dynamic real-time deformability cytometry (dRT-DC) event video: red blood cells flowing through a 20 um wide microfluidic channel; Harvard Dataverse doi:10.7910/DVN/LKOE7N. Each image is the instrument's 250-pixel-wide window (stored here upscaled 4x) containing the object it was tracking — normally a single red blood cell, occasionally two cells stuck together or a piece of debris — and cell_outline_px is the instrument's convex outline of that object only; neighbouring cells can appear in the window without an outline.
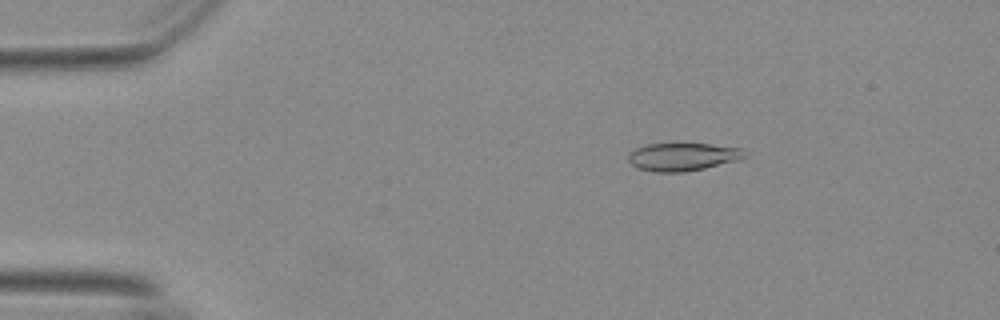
{"species": "Egyptian fruit bat (a non-hibernating species)", "species_latin": "Rousettus aegyptiacus", "temperature_condition": "warm", "stored_images_in_passage": 55, "camera_frame_rate_fps": 3000, "um_per_image_px": 0.085, "animal": {"sex": "female"}, "frame": {"image": 1, "passage_image": 9, "time_ms": 2.667, "image_size_px": [1000, 320], "cell_outline_px": [[744, 156], [740, 160], [704, 168], [684, 172], [656, 172], [636, 168], [628, 160], [628, 156], [636, 148], [648, 144], [712, 144], [744, 148]], "centroid_in_image_um": [58.05, 13.33], "position_along_channel_um": 27.0, "area_um2": 18.84}}
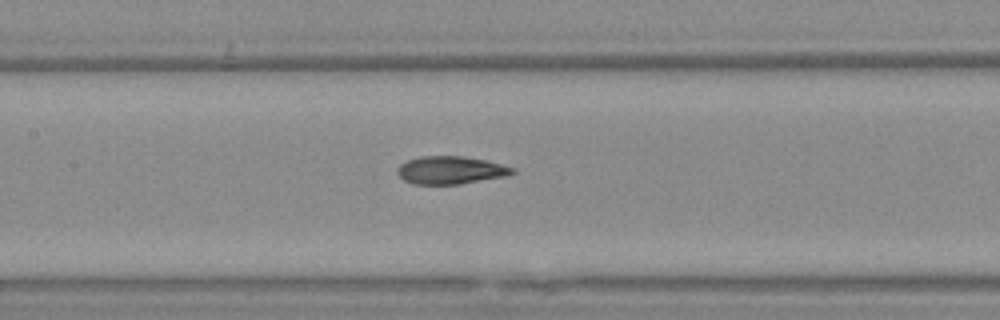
{"frame": {"image": 2, "passage_image": 26, "time_ms": 8.333, "image_size_px": [1000, 320], "cell_outline_px": [[516, 172], [504, 176], [460, 184], [412, 184], [404, 180], [396, 172], [396, 168], [400, 164], [408, 160], [420, 156], [464, 156], [484, 160], [516, 168]], "centroid_in_image_um": [38.27, 14.46], "position_along_channel_um": 169.1, "area_um2": 18.61}}
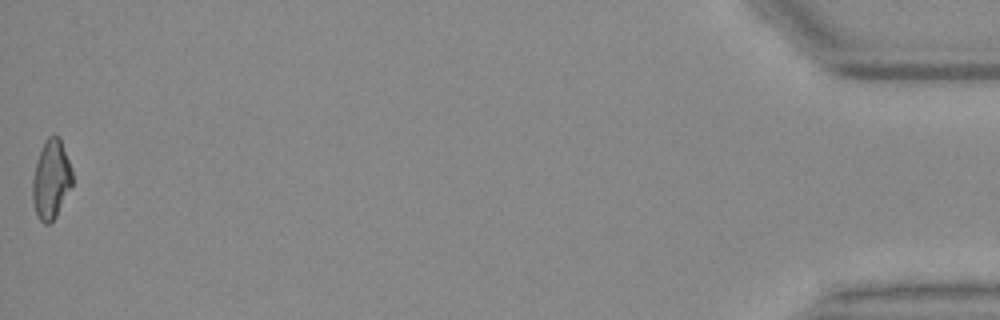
{"frame": {"image": 3, "passage_image": 55, "time_ms": 18.0, "image_size_px": [1000, 320], "cell_outline_px": [[72, 184], [56, 216], [48, 224], [44, 224], [36, 216], [32, 200], [32, 180], [36, 164], [44, 140], [48, 136], [60, 136], [72, 168]], "centroid_in_image_um": [4.34, 15.24], "position_along_channel_um": 430.9, "area_um2": 18.32}, "authors_computed_cell_mechanics": {"area_um2": 18.6116, "velocity_mm_per_s": 3.71, "shape_relaxation_time_tau1_ms": 7.87, "shape_relaxation_time_tau2_ms": 2.6103, "deformation_change_tau1": 0.2168, "deformation_change_tau2": 0.0842}}